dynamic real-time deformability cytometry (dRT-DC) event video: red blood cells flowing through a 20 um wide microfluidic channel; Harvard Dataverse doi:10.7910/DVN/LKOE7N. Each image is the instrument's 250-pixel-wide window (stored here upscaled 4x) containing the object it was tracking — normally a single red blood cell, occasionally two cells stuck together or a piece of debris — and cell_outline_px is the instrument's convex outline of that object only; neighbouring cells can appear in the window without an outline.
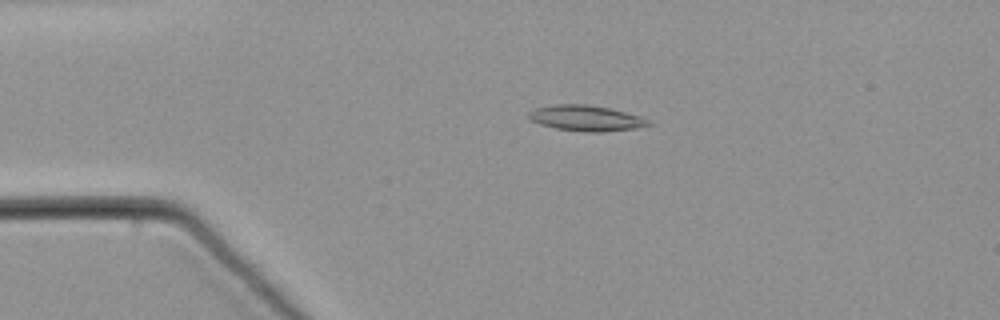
{"species": "common noctule bat (a hibernating species)", "species_latin": "Nyctalus noctula", "temperature_condition": "warm", "stored_images_in_passage": 61, "camera_frame_rate_fps": 3000, "um_per_image_px": 0.085, "animal": {"sex": "male", "body_mass_g": 21.5, "forearm_length_mm": 52.0}, "frame": {"image": 1, "passage_image": 14, "time_ms": 4.333, "image_size_px": [1000, 320], "cell_outline_px": [[656, 124], [636, 128], [600, 132], [584, 132], [556, 128], [540, 124], [532, 120], [528, 116], [528, 112], [536, 108], [552, 104], [588, 104], [608, 108], [640, 116], [652, 120]], "centroid_in_image_um": [49.86, 10.04], "position_along_channel_um": 35.1, "area_um2": 17.98}}
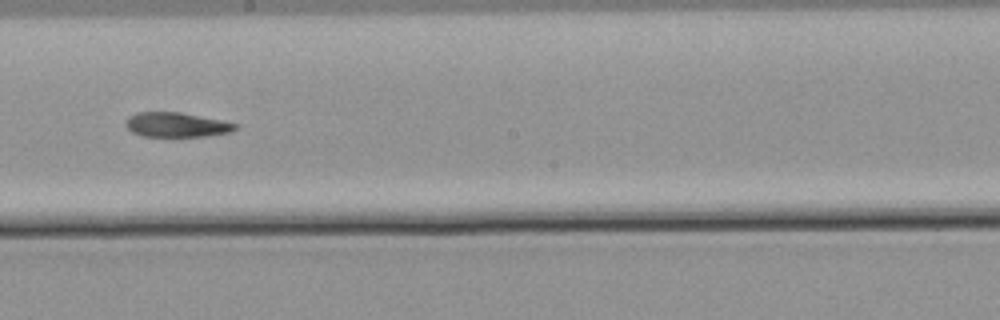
{"frame": {"image": 2, "passage_image": 35, "time_ms": 11.333, "image_size_px": [1000, 320], "cell_outline_px": [[236, 128], [232, 132], [208, 136], [140, 136], [132, 132], [124, 124], [128, 116], [140, 112], [180, 112], [220, 120], [236, 124]], "centroid_in_image_um": [14.97, 10.61], "position_along_channel_um": 233.2, "area_um2": 15.61}}
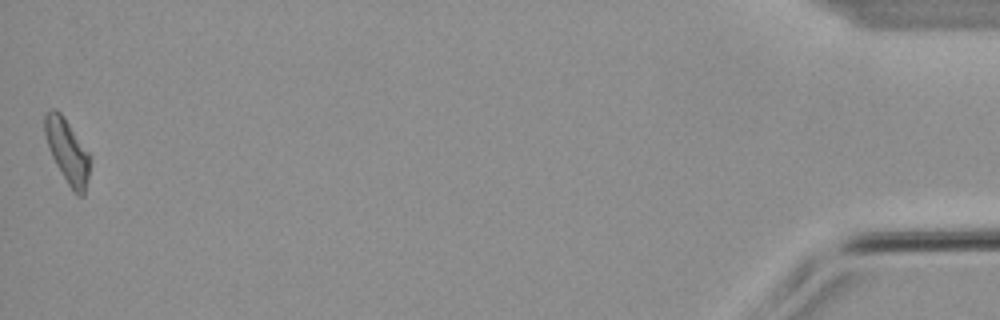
{"frame": {"image": 3, "passage_image": 61, "time_ms": 20.0, "image_size_px": [1000, 320], "cell_outline_px": [[88, 176], [84, 196], [76, 196], [72, 192], [56, 164], [52, 156], [44, 132], [44, 112], [52, 108], [56, 108], [64, 116], [88, 152]], "centroid_in_image_um": [5.69, 12.83], "position_along_channel_um": 429.5, "area_um2": 16.65}}